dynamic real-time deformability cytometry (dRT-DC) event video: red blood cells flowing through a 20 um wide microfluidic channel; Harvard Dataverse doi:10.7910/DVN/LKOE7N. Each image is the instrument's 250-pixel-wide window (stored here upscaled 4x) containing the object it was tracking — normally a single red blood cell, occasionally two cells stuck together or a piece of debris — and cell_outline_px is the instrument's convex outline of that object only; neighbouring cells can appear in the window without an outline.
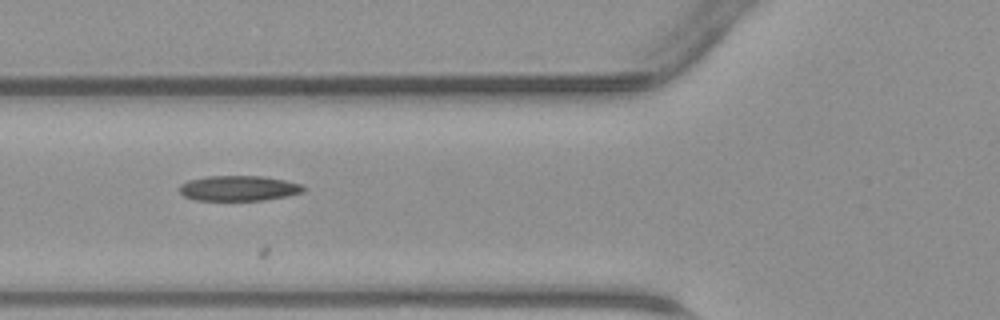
{"species": "common noctule bat (a hibernating species)", "species_latin": "Nyctalus noctula", "temperature_condition": "warm", "stored_images_in_passage": 9, "camera_frame_rate_fps": 3000, "um_per_image_px": 0.085, "animal": {"sex": "male", "body_mass_g": 23.1, "forearm_length_mm": 52.7}, "frame": {"image": 1, "passage_image": 3, "time_ms": 0.667, "image_size_px": [1000, 320], "cell_outline_px": [[304, 192], [288, 196], [264, 200], [196, 200], [184, 196], [180, 192], [180, 184], [188, 180], [204, 176], [264, 176], [284, 180], [300, 184], [304, 188]], "centroid_in_image_um": [20.28, 16.0], "position_along_channel_um": 105.5, "area_um2": 18.26}}
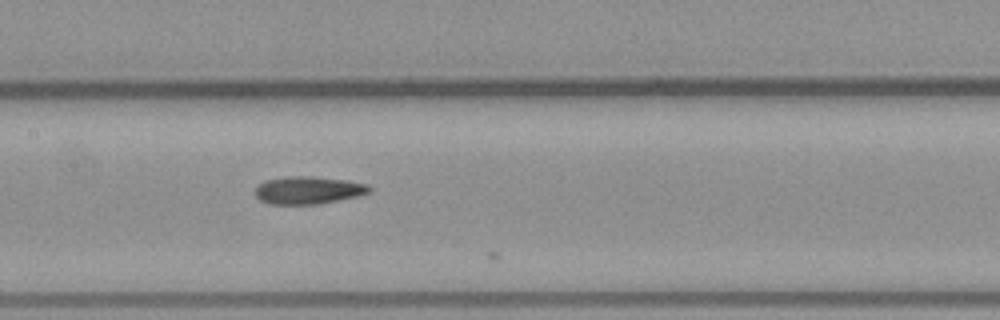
{"frame": {"image": 2, "passage_image": 8, "time_ms": 2.333, "image_size_px": [1000, 320], "cell_outline_px": [[372, 192], [360, 196], [320, 204], [268, 204], [260, 200], [256, 196], [256, 188], [264, 180], [284, 176], [312, 176], [348, 180], [368, 184], [372, 188]], "centroid_in_image_um": [26.25, 16.16], "position_along_channel_um": 181.1, "area_um2": 18.73}}